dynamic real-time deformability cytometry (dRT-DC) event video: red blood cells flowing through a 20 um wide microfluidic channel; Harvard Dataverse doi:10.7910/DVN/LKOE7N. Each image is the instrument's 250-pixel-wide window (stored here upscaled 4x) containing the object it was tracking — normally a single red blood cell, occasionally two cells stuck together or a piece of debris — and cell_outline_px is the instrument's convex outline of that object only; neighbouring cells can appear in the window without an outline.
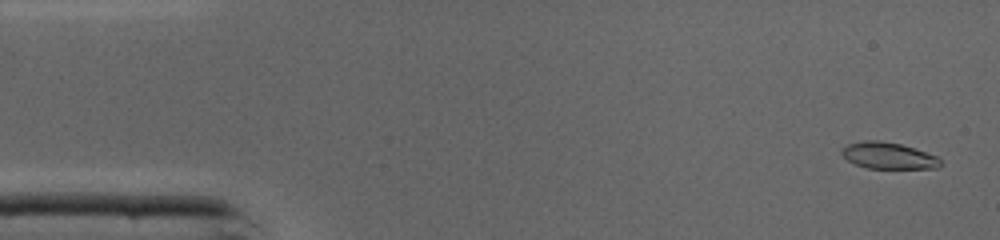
{"species": "common noctule bat (a hibernating species)", "species_latin": "Nyctalus noctula", "temperature_condition": "cold", "stored_images_in_passage": 46, "camera_frame_rate_fps": 3000, "um_per_image_px": 0.085, "animal": {"sex": "male", "body_mass_g": 19.0, "forearm_length_mm": 50.8}, "frame": {"image": 1, "passage_image": 2, "time_ms": 0.333, "image_size_px": [1000, 240], "cell_outline_px": [[944, 164], [940, 168], [864, 168], [848, 160], [840, 152], [848, 144], [864, 140], [880, 140], [900, 144], [936, 156]], "centroid_in_image_um": [75.52, 13.24], "position_along_channel_um": 9.5, "area_um2": 15.09}}
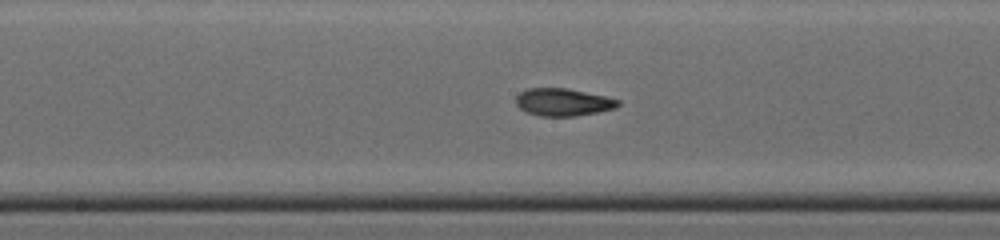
{"frame": {"image": 2, "passage_image": 23, "time_ms": 7.333, "image_size_px": [1000, 240], "cell_outline_px": [[620, 104], [616, 108], [576, 116], [540, 116], [528, 112], [520, 108], [516, 104], [516, 96], [520, 92], [528, 88], [568, 88], [604, 96], [620, 100]], "centroid_in_image_um": [47.86, 8.68], "position_along_channel_um": 200.3, "area_um2": 16.3}}
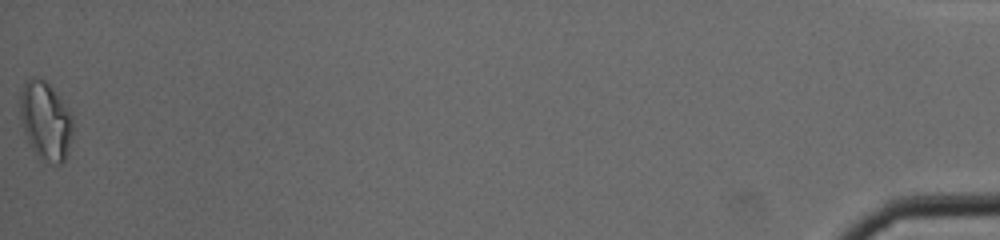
{"frame": {"image": 3, "passage_image": 46, "time_ms": 15.0, "image_size_px": [1000, 240], "cell_outline_px": [[72, 136], [64, 160], [60, 164], [56, 164], [40, 160], [36, 156], [24, 132], [20, 120], [20, 88], [28, 76], [44, 80], [52, 88], [72, 116]], "centroid_in_image_um": [3.83, 10.26], "position_along_channel_um": 431.4, "area_um2": 24.04}, "authors_computed_cell_mechanics": {"area_um2": 16.5019, "velocity_mm_per_s": 4.3733, "shape_relaxation_time_tau1_ms": 3.0081, "shape_relaxation_time_tau2_ms": 1.9355, "deformation_change_tau1": 0.1332, "deformation_change_tau2": 0.0867}}